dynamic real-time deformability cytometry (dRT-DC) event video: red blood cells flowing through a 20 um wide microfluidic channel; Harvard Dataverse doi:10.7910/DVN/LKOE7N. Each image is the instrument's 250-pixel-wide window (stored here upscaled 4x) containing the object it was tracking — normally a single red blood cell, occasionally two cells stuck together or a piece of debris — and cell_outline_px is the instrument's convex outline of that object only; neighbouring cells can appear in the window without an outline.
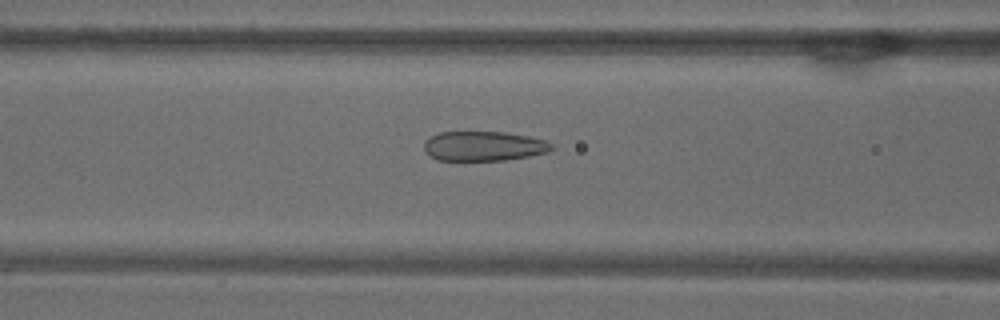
{"species": "common noctule bat (a hibernating species)", "species_latin": "Nyctalus noctula", "temperature_condition": "warm", "stored_images_in_passage": 25, "camera_frame_rate_fps": 3000, "um_per_image_px": 0.085, "animal": {"sex": "male", "body_mass_g": 18.8}, "frame": {"image": 1, "passage_image": 6, "time_ms": 1.667, "image_size_px": [1000, 320], "cell_outline_px": [[556, 148], [548, 152], [528, 156], [504, 160], [436, 160], [428, 156], [424, 152], [424, 140], [440, 132], [504, 132], [528, 136], [544, 140], [552, 144]], "centroid_in_image_um": [41.09, 12.42], "position_along_channel_um": 125.5, "area_um2": 22.14}}
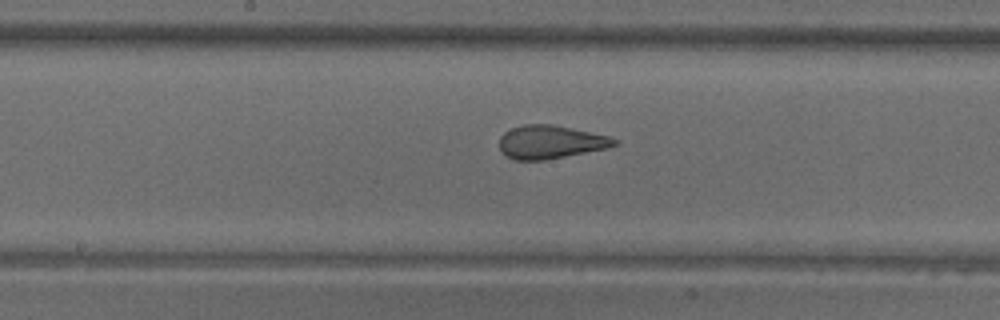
{"frame": {"image": 2, "passage_image": 12, "time_ms": 3.667, "image_size_px": [1000, 320], "cell_outline_px": [[620, 144], [604, 148], [544, 160], [516, 160], [508, 156], [500, 148], [500, 136], [504, 132], [512, 128], [524, 124], [552, 124], [608, 136], [616, 140]], "centroid_in_image_um": [46.76, 12.06], "position_along_channel_um": 201.4, "area_um2": 21.85}}
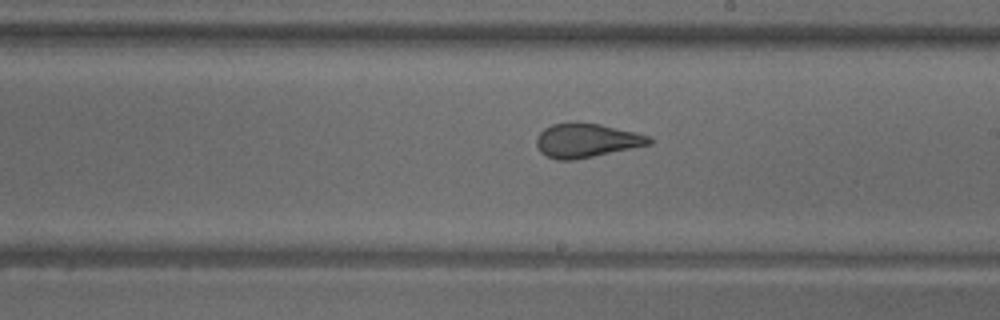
{"frame": {"image": 3, "passage_image": 15, "time_ms": 4.667, "image_size_px": [1000, 320], "cell_outline_px": [[652, 144], [576, 160], [556, 160], [540, 152], [536, 144], [536, 140], [540, 132], [544, 128], [552, 124], [600, 124], [652, 136]], "centroid_in_image_um": [49.88, 11.97], "position_along_channel_um": 239.1, "area_um2": 22.08}, "authors_computed_cell_mechanics": {"area_um2": 22.3108, "velocity_mm_per_s": 3.7763, "shape_relaxation_time_tau1_ms": null, "shape_relaxation_time_tau2_ms": 1.2678, "deformation_change_tau1": null, "deformation_change_tau2": 0.0864}}